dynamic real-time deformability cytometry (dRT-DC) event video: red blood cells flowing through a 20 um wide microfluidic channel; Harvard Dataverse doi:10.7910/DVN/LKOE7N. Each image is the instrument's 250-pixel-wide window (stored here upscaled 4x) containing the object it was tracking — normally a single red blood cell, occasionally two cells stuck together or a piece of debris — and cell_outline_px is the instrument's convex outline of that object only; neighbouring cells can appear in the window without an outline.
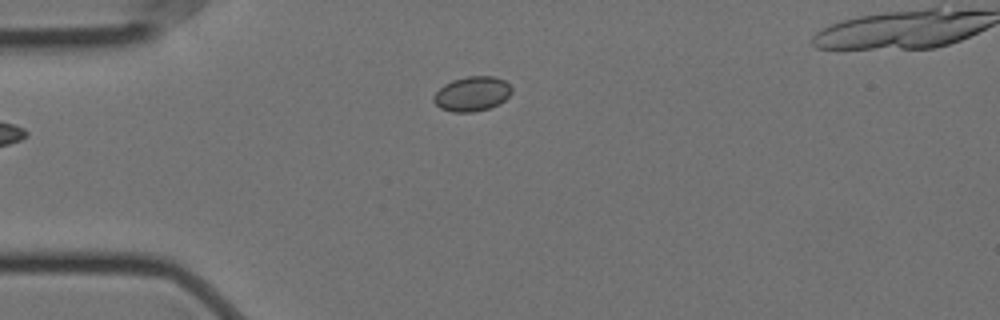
{"species": "Egyptian fruit bat (a non-hibernating species)", "species_latin": "Rousettus aegyptiacus", "temperature_condition": "cold", "stored_images_in_passage": 5, "camera_frame_rate_fps": 3000, "um_per_image_px": 0.085, "animal": {"sex": "female"}, "frame": {"image": 1, "passage_image": 5, "time_ms": 1.333, "image_size_px": [1000, 320], "cell_outline_px": [[512, 92], [504, 100], [488, 108], [472, 112], [452, 112], [440, 108], [432, 100], [432, 96], [444, 84], [452, 80], [468, 76], [492, 76], [504, 80], [512, 88]], "centroid_in_image_um": [40.09, 7.97], "position_along_channel_um": 44.9, "area_um2": 15.66}}